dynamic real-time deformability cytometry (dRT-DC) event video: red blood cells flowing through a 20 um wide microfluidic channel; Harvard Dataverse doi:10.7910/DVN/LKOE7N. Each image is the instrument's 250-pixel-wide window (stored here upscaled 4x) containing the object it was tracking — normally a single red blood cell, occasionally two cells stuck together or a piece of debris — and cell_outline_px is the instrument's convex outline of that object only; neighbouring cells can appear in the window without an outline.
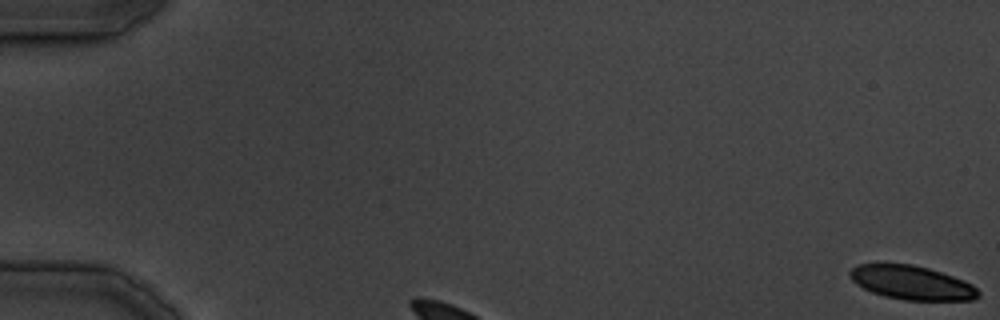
{"species": "common noctule bat (a hibernating species)", "species_latin": "Nyctalus noctula", "temperature_condition": "cold", "stored_images_in_passage": 23, "camera_frame_rate_fps": 3000, "um_per_image_px": 0.085, "animal": {"sex": "male", "body_mass_g": 19.5, "forearm_length_mm": 54.6}, "frame": {"image": 1, "passage_image": 1, "time_ms": 0.0, "image_size_px": [1000, 320], "cell_outline_px": [[980, 296], [972, 300], [904, 300], [884, 296], [872, 292], [856, 284], [848, 276], [848, 272], [856, 264], [912, 264], [928, 268], [964, 280], [972, 284], [980, 292]], "centroid_in_image_um": [77.48, 24.03], "position_along_channel_um": 7.5, "area_um2": 25.37}}